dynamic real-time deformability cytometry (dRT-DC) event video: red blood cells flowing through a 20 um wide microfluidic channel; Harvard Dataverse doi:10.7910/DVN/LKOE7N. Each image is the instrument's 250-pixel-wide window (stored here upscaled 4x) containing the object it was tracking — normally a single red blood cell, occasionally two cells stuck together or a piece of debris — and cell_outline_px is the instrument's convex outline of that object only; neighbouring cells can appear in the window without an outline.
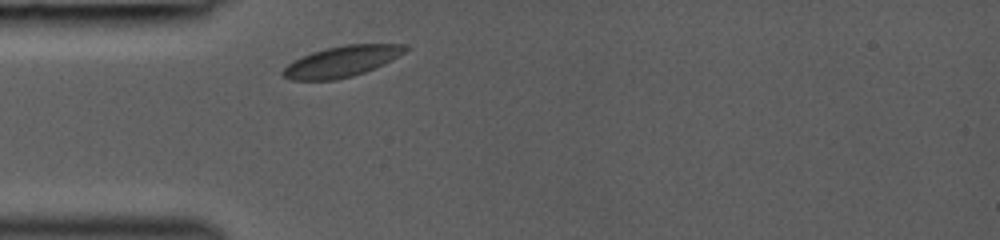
{"species": "common noctule bat (a hibernating species)", "species_latin": "Nyctalus noctula", "temperature_condition": "room temperature", "stored_images_in_passage": 4, "camera_frame_rate_fps": 3000, "um_per_image_px": 0.085, "animal": {"sex": "female", "body_mass_g": 19.0, "forearm_length_mm": 53.3}, "frame": {"image": 1, "passage_image": 1, "time_ms": 0.0, "image_size_px": [1000, 240], "cell_outline_px": [[412, 48], [384, 64], [376, 68], [352, 76], [336, 80], [292, 80], [284, 76], [280, 72], [292, 60], [312, 52], [344, 44], [408, 44]], "centroid_in_image_um": [29.08, 5.21], "position_along_channel_um": 55.9, "area_um2": 22.14}}
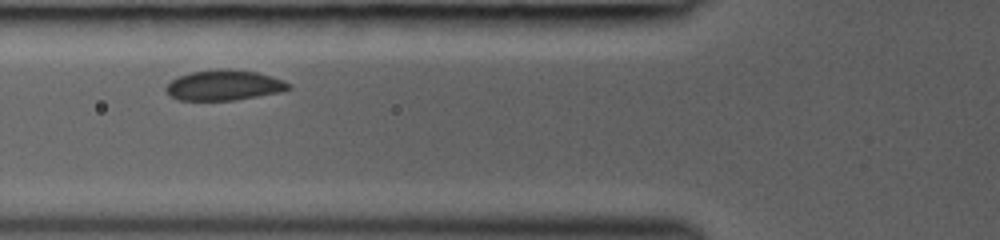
{"frame": {"image": 2, "passage_image": 3, "time_ms": 1.333, "image_size_px": [1000, 240], "cell_outline_px": [[292, 88], [280, 92], [236, 100], [180, 100], [168, 96], [164, 88], [176, 76], [192, 72], [220, 68], [224, 68], [256, 72], [272, 76], [284, 80], [292, 84]], "centroid_in_image_um": [19.04, 7.24], "position_along_channel_um": 106.8, "area_um2": 21.91}}